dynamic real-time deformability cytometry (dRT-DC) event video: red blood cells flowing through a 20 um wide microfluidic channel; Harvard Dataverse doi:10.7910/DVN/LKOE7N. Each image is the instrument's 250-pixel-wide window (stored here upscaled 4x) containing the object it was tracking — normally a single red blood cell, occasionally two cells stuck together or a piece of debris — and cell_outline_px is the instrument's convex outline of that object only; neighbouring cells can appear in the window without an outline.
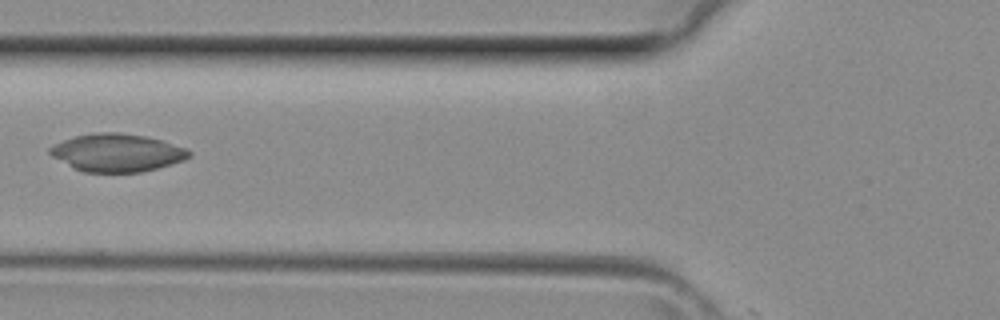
{"species": "common noctule bat (a hibernating species)", "species_latin": "Nyctalus noctula", "temperature_condition": "room temperature", "stored_images_in_passage": 4, "camera_frame_rate_fps": 3000, "um_per_image_px": 0.085, "animal": {"sex": "female", "body_mass_g": 29.2, "forearm_length_mm": 56.3}, "frame": {"image": 1, "passage_image": 4, "time_ms": 1.0, "image_size_px": [1000, 320], "cell_outline_px": [[192, 156], [184, 160], [156, 168], [140, 172], [84, 172], [72, 168], [52, 156], [48, 152], [48, 148], [64, 140], [76, 136], [92, 132], [120, 132], [144, 136], [160, 140], [184, 148], [192, 152]], "centroid_in_image_um": [9.92, 12.98], "position_along_channel_um": 115.9, "area_um2": 30.52}}